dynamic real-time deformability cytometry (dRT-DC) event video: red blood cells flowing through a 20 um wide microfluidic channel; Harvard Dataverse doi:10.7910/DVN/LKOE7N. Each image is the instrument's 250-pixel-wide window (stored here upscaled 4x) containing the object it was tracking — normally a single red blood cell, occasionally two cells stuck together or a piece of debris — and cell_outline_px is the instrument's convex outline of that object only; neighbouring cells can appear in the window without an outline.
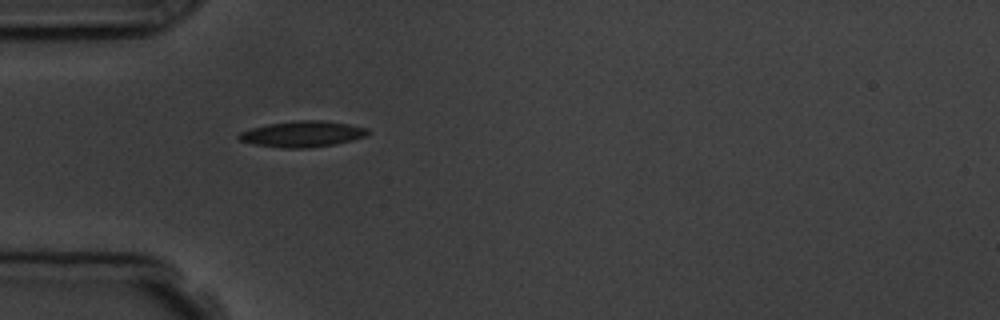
{"species": "common noctule bat (a hibernating species)", "species_latin": "Nyctalus noctula", "temperature_condition": "room temperature", "stored_images_in_passage": 5, "camera_frame_rate_fps": 3000, "um_per_image_px": 0.085, "animal": {"sex": "male", "body_mass_g": 19.5, "forearm_length_mm": 54.6}, "frame": {"image": 1, "passage_image": 5, "time_ms": 5.333, "image_size_px": [1000, 320], "cell_outline_px": [[368, 132], [364, 136], [352, 140], [336, 144], [308, 148], [280, 148], [252, 144], [240, 140], [236, 136], [240, 132], [252, 128], [268, 124], [296, 120], [320, 120], [348, 124], [368, 128]], "centroid_in_image_um": [25.67, 11.4], "position_along_channel_um": 59.3, "area_um2": 19.48}}